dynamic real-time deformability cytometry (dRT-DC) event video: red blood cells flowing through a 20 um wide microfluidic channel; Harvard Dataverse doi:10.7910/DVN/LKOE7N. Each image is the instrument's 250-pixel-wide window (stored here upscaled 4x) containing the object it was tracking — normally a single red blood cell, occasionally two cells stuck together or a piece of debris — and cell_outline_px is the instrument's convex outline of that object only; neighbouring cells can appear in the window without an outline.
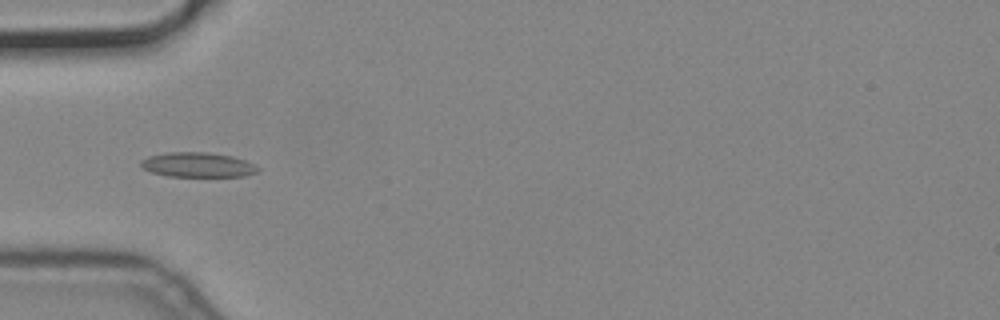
{"species": "common noctule bat (a hibernating species)", "species_latin": "Nyctalus noctula", "temperature_condition": "cold", "stored_images_in_passage": 7, "camera_frame_rate_fps": 3000, "um_per_image_px": 0.085, "animal": {"sex": "male", "body_mass_g": 19.2, "forearm_length_mm": 51.8}, "frame": {"image": 1, "passage_image": 5, "time_ms": 1.333, "image_size_px": [1000, 320], "cell_outline_px": [[260, 168], [256, 172], [244, 176], [168, 176], [152, 172], [144, 168], [140, 164], [140, 160], [148, 156], [164, 152], [208, 152], [232, 156], [244, 160]], "centroid_in_image_um": [16.77, 14.0], "position_along_channel_um": 68.2, "area_um2": 16.76}}
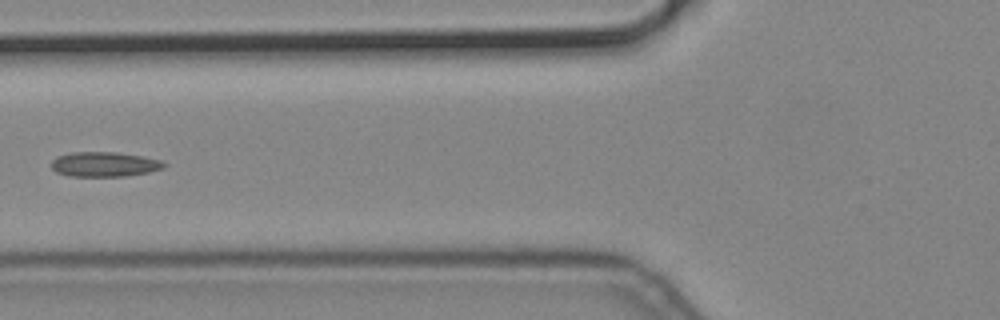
{"frame": {"image": 2, "passage_image": 6, "time_ms": 1.667, "image_size_px": [1000, 320], "cell_outline_px": [[168, 164], [164, 168], [148, 172], [124, 176], [68, 176], [56, 172], [52, 168], [52, 160], [56, 156], [72, 152], [116, 152], [140, 156], [160, 160]], "centroid_in_image_um": [8.86, 13.96], "position_along_channel_um": 116.9, "area_um2": 16.24}}
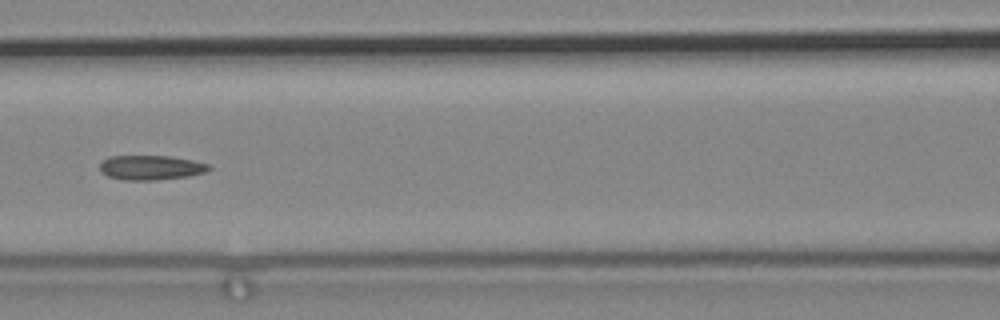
{"frame": {"image": 3, "passage_image": 7, "time_ms": 2.0, "image_size_px": [1000, 320], "cell_outline_px": [[212, 168], [204, 172], [188, 176], [156, 180], [124, 180], [108, 176], [100, 168], [100, 160], [108, 156], [172, 156], [212, 164]], "centroid_in_image_um": [12.84, 14.23], "position_along_channel_um": 153.8, "area_um2": 15.72}}